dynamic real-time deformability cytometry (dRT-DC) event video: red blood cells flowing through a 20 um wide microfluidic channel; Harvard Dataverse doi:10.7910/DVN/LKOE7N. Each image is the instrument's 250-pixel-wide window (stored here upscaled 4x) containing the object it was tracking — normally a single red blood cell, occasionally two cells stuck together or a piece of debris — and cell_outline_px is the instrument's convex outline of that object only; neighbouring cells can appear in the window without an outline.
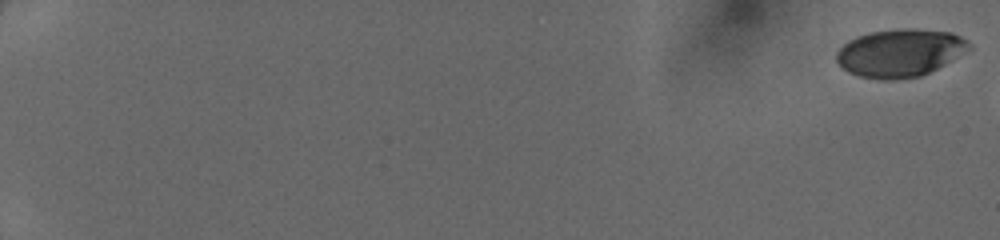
{"species": "human", "species_latin": "Homo sapiens", "temperature_condition": "cold", "stored_images_in_passage": 50, "camera_frame_rate_fps": 3000, "um_per_image_px": 0.085, "donor": {"sex": "female"}, "frame": {"image": 1, "passage_image": 1, "time_ms": 0.0, "image_size_px": [1000, 240], "cell_outline_px": [[972, 48], [952, 60], [920, 76], [892, 80], [880, 80], [860, 76], [848, 72], [836, 60], [836, 52], [848, 40], [856, 36], [872, 32], [904, 28], [908, 28], [952, 32], [968, 40], [972, 44]], "centroid_in_image_um": [76.51, 4.49], "position_along_channel_um": 8.5, "area_um2": 36.88}}
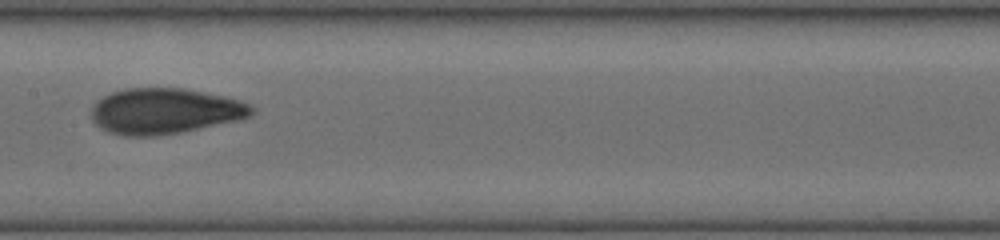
{"frame": {"image": 2, "passage_image": 30, "time_ms": 9.667, "image_size_px": [1000, 240], "cell_outline_px": [[256, 108], [248, 116], [236, 120], [184, 132], [156, 136], [124, 136], [108, 132], [100, 128], [92, 120], [92, 104], [96, 100], [112, 92], [124, 88], [184, 88], [224, 96], [240, 100], [252, 104]], "centroid_in_image_um": [13.98, 9.44], "position_along_channel_um": 193.4, "area_um2": 42.95}}
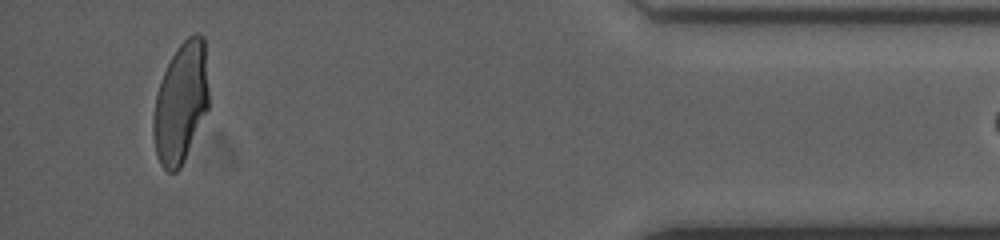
{"frame": {"image": 3, "passage_image": 49, "time_ms": 16.0, "image_size_px": [1000, 240], "cell_outline_px": [[208, 108], [184, 160], [180, 168], [176, 172], [168, 172], [160, 164], [156, 156], [152, 136], [152, 116], [156, 96], [164, 72], [172, 56], [180, 44], [188, 36], [196, 32], [204, 36], [208, 92]], "centroid_in_image_um": [15.35, 8.76], "position_along_channel_um": 419.9, "area_um2": 38.78}}